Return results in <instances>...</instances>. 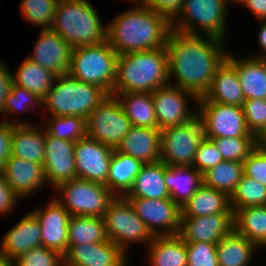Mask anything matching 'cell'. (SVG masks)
I'll use <instances>...</instances> for the list:
<instances>
[{"mask_svg":"<svg viewBox=\"0 0 266 266\" xmlns=\"http://www.w3.org/2000/svg\"><path fill=\"white\" fill-rule=\"evenodd\" d=\"M186 95L197 105L198 98L192 92L171 83L152 92L158 129L187 123L198 114L187 107Z\"/></svg>","mask_w":266,"mask_h":266,"instance_id":"obj_14","label":"cell"},{"mask_svg":"<svg viewBox=\"0 0 266 266\" xmlns=\"http://www.w3.org/2000/svg\"><path fill=\"white\" fill-rule=\"evenodd\" d=\"M234 231L257 247H264L266 245V205L236 209Z\"/></svg>","mask_w":266,"mask_h":266,"instance_id":"obj_32","label":"cell"},{"mask_svg":"<svg viewBox=\"0 0 266 266\" xmlns=\"http://www.w3.org/2000/svg\"><path fill=\"white\" fill-rule=\"evenodd\" d=\"M138 5L107 24V41L118 55L166 46L171 22L149 6Z\"/></svg>","mask_w":266,"mask_h":266,"instance_id":"obj_2","label":"cell"},{"mask_svg":"<svg viewBox=\"0 0 266 266\" xmlns=\"http://www.w3.org/2000/svg\"><path fill=\"white\" fill-rule=\"evenodd\" d=\"M87 137L113 149L121 144L132 124L118 99L108 95L86 119Z\"/></svg>","mask_w":266,"mask_h":266,"instance_id":"obj_11","label":"cell"},{"mask_svg":"<svg viewBox=\"0 0 266 266\" xmlns=\"http://www.w3.org/2000/svg\"><path fill=\"white\" fill-rule=\"evenodd\" d=\"M222 161L224 160L215 143L205 137L196 151L192 166L203 175Z\"/></svg>","mask_w":266,"mask_h":266,"instance_id":"obj_46","label":"cell"},{"mask_svg":"<svg viewBox=\"0 0 266 266\" xmlns=\"http://www.w3.org/2000/svg\"><path fill=\"white\" fill-rule=\"evenodd\" d=\"M0 266H16V264L14 260L3 257L2 259H0Z\"/></svg>","mask_w":266,"mask_h":266,"instance_id":"obj_55","label":"cell"},{"mask_svg":"<svg viewBox=\"0 0 266 266\" xmlns=\"http://www.w3.org/2000/svg\"><path fill=\"white\" fill-rule=\"evenodd\" d=\"M56 78L57 75L29 58L23 60L15 77H12L13 84L26 88L42 100L46 97Z\"/></svg>","mask_w":266,"mask_h":266,"instance_id":"obj_35","label":"cell"},{"mask_svg":"<svg viewBox=\"0 0 266 266\" xmlns=\"http://www.w3.org/2000/svg\"><path fill=\"white\" fill-rule=\"evenodd\" d=\"M171 81L166 46L118 55L113 94L152 93Z\"/></svg>","mask_w":266,"mask_h":266,"instance_id":"obj_3","label":"cell"},{"mask_svg":"<svg viewBox=\"0 0 266 266\" xmlns=\"http://www.w3.org/2000/svg\"><path fill=\"white\" fill-rule=\"evenodd\" d=\"M164 181L170 198L182 208L203 185V175L193 166L165 164Z\"/></svg>","mask_w":266,"mask_h":266,"instance_id":"obj_26","label":"cell"},{"mask_svg":"<svg viewBox=\"0 0 266 266\" xmlns=\"http://www.w3.org/2000/svg\"><path fill=\"white\" fill-rule=\"evenodd\" d=\"M216 245L208 242H186L187 266H219Z\"/></svg>","mask_w":266,"mask_h":266,"instance_id":"obj_44","label":"cell"},{"mask_svg":"<svg viewBox=\"0 0 266 266\" xmlns=\"http://www.w3.org/2000/svg\"><path fill=\"white\" fill-rule=\"evenodd\" d=\"M161 130L132 126L117 150L143 164L160 161Z\"/></svg>","mask_w":266,"mask_h":266,"instance_id":"obj_24","label":"cell"},{"mask_svg":"<svg viewBox=\"0 0 266 266\" xmlns=\"http://www.w3.org/2000/svg\"><path fill=\"white\" fill-rule=\"evenodd\" d=\"M49 121L46 133L58 139L76 142L87 136L86 119L83 117L51 116Z\"/></svg>","mask_w":266,"mask_h":266,"instance_id":"obj_39","label":"cell"},{"mask_svg":"<svg viewBox=\"0 0 266 266\" xmlns=\"http://www.w3.org/2000/svg\"><path fill=\"white\" fill-rule=\"evenodd\" d=\"M143 1H144V0H135L136 3H137V2H138V3H139V2L142 3Z\"/></svg>","mask_w":266,"mask_h":266,"instance_id":"obj_59","label":"cell"},{"mask_svg":"<svg viewBox=\"0 0 266 266\" xmlns=\"http://www.w3.org/2000/svg\"><path fill=\"white\" fill-rule=\"evenodd\" d=\"M107 238L126 255L128 244L141 241L149 244L154 236L148 230L127 198L116 196L103 216ZM127 244V245H126Z\"/></svg>","mask_w":266,"mask_h":266,"instance_id":"obj_8","label":"cell"},{"mask_svg":"<svg viewBox=\"0 0 266 266\" xmlns=\"http://www.w3.org/2000/svg\"><path fill=\"white\" fill-rule=\"evenodd\" d=\"M148 247L150 266H187L186 242L178 235L155 236Z\"/></svg>","mask_w":266,"mask_h":266,"instance_id":"obj_31","label":"cell"},{"mask_svg":"<svg viewBox=\"0 0 266 266\" xmlns=\"http://www.w3.org/2000/svg\"><path fill=\"white\" fill-rule=\"evenodd\" d=\"M127 199L154 237L178 235L181 208L171 198ZM159 228H162L163 232L159 231Z\"/></svg>","mask_w":266,"mask_h":266,"instance_id":"obj_13","label":"cell"},{"mask_svg":"<svg viewBox=\"0 0 266 266\" xmlns=\"http://www.w3.org/2000/svg\"><path fill=\"white\" fill-rule=\"evenodd\" d=\"M263 24L260 27L259 35H258V42L261 46V53L253 56V58H263L266 59V20H260Z\"/></svg>","mask_w":266,"mask_h":266,"instance_id":"obj_53","label":"cell"},{"mask_svg":"<svg viewBox=\"0 0 266 266\" xmlns=\"http://www.w3.org/2000/svg\"><path fill=\"white\" fill-rule=\"evenodd\" d=\"M59 0H23L21 14L25 21L50 29L55 18Z\"/></svg>","mask_w":266,"mask_h":266,"instance_id":"obj_40","label":"cell"},{"mask_svg":"<svg viewBox=\"0 0 266 266\" xmlns=\"http://www.w3.org/2000/svg\"><path fill=\"white\" fill-rule=\"evenodd\" d=\"M14 120H6L0 122V174L4 169L6 161L11 156V137L15 125H28L27 122L22 123Z\"/></svg>","mask_w":266,"mask_h":266,"instance_id":"obj_48","label":"cell"},{"mask_svg":"<svg viewBox=\"0 0 266 266\" xmlns=\"http://www.w3.org/2000/svg\"><path fill=\"white\" fill-rule=\"evenodd\" d=\"M120 102L132 126L158 129L152 93L112 94Z\"/></svg>","mask_w":266,"mask_h":266,"instance_id":"obj_33","label":"cell"},{"mask_svg":"<svg viewBox=\"0 0 266 266\" xmlns=\"http://www.w3.org/2000/svg\"><path fill=\"white\" fill-rule=\"evenodd\" d=\"M226 59L235 67L245 99H266V59L242 58L227 53Z\"/></svg>","mask_w":266,"mask_h":266,"instance_id":"obj_25","label":"cell"},{"mask_svg":"<svg viewBox=\"0 0 266 266\" xmlns=\"http://www.w3.org/2000/svg\"><path fill=\"white\" fill-rule=\"evenodd\" d=\"M42 246L41 226L30 212L12 227L1 241L3 257L16 259L33 248Z\"/></svg>","mask_w":266,"mask_h":266,"instance_id":"obj_23","label":"cell"},{"mask_svg":"<svg viewBox=\"0 0 266 266\" xmlns=\"http://www.w3.org/2000/svg\"><path fill=\"white\" fill-rule=\"evenodd\" d=\"M265 205L266 187L262 183L243 175L230 197V207L232 210L235 211L242 207Z\"/></svg>","mask_w":266,"mask_h":266,"instance_id":"obj_38","label":"cell"},{"mask_svg":"<svg viewBox=\"0 0 266 266\" xmlns=\"http://www.w3.org/2000/svg\"><path fill=\"white\" fill-rule=\"evenodd\" d=\"M107 96L98 86L76 80L69 74L59 75L43 99V107L51 111L50 116L72 115L87 119Z\"/></svg>","mask_w":266,"mask_h":266,"instance_id":"obj_5","label":"cell"},{"mask_svg":"<svg viewBox=\"0 0 266 266\" xmlns=\"http://www.w3.org/2000/svg\"><path fill=\"white\" fill-rule=\"evenodd\" d=\"M31 212L41 226L42 246L64 256L68 250V223L71 215L55 197L43 209Z\"/></svg>","mask_w":266,"mask_h":266,"instance_id":"obj_18","label":"cell"},{"mask_svg":"<svg viewBox=\"0 0 266 266\" xmlns=\"http://www.w3.org/2000/svg\"><path fill=\"white\" fill-rule=\"evenodd\" d=\"M245 96L235 67L227 60L217 68L212 83L197 102H216L242 107Z\"/></svg>","mask_w":266,"mask_h":266,"instance_id":"obj_22","label":"cell"},{"mask_svg":"<svg viewBox=\"0 0 266 266\" xmlns=\"http://www.w3.org/2000/svg\"><path fill=\"white\" fill-rule=\"evenodd\" d=\"M127 255L112 241L69 245L63 266H119Z\"/></svg>","mask_w":266,"mask_h":266,"instance_id":"obj_20","label":"cell"},{"mask_svg":"<svg viewBox=\"0 0 266 266\" xmlns=\"http://www.w3.org/2000/svg\"><path fill=\"white\" fill-rule=\"evenodd\" d=\"M126 261L127 260L125 259L119 266H126V264H127Z\"/></svg>","mask_w":266,"mask_h":266,"instance_id":"obj_57","label":"cell"},{"mask_svg":"<svg viewBox=\"0 0 266 266\" xmlns=\"http://www.w3.org/2000/svg\"><path fill=\"white\" fill-rule=\"evenodd\" d=\"M211 139L220 151L223 160L242 162L257 147L256 137H224Z\"/></svg>","mask_w":266,"mask_h":266,"instance_id":"obj_41","label":"cell"},{"mask_svg":"<svg viewBox=\"0 0 266 266\" xmlns=\"http://www.w3.org/2000/svg\"><path fill=\"white\" fill-rule=\"evenodd\" d=\"M215 213H234L230 207V198L203 184L181 208L180 217H200Z\"/></svg>","mask_w":266,"mask_h":266,"instance_id":"obj_30","label":"cell"},{"mask_svg":"<svg viewBox=\"0 0 266 266\" xmlns=\"http://www.w3.org/2000/svg\"><path fill=\"white\" fill-rule=\"evenodd\" d=\"M165 163L162 161L144 164L136 175L132 188L125 198H170L165 181Z\"/></svg>","mask_w":266,"mask_h":266,"instance_id":"obj_28","label":"cell"},{"mask_svg":"<svg viewBox=\"0 0 266 266\" xmlns=\"http://www.w3.org/2000/svg\"><path fill=\"white\" fill-rule=\"evenodd\" d=\"M55 189L63 192L64 201L59 196L58 200L71 216L103 217L116 197L105 185L80 178L64 182Z\"/></svg>","mask_w":266,"mask_h":266,"instance_id":"obj_10","label":"cell"},{"mask_svg":"<svg viewBox=\"0 0 266 266\" xmlns=\"http://www.w3.org/2000/svg\"><path fill=\"white\" fill-rule=\"evenodd\" d=\"M19 198L5 178L0 174V214H8V212H11Z\"/></svg>","mask_w":266,"mask_h":266,"instance_id":"obj_50","label":"cell"},{"mask_svg":"<svg viewBox=\"0 0 266 266\" xmlns=\"http://www.w3.org/2000/svg\"><path fill=\"white\" fill-rule=\"evenodd\" d=\"M206 138L256 137L245 123L240 106L216 102H197Z\"/></svg>","mask_w":266,"mask_h":266,"instance_id":"obj_12","label":"cell"},{"mask_svg":"<svg viewBox=\"0 0 266 266\" xmlns=\"http://www.w3.org/2000/svg\"><path fill=\"white\" fill-rule=\"evenodd\" d=\"M184 0H144L142 3L164 15L170 22L177 17Z\"/></svg>","mask_w":266,"mask_h":266,"instance_id":"obj_49","label":"cell"},{"mask_svg":"<svg viewBox=\"0 0 266 266\" xmlns=\"http://www.w3.org/2000/svg\"><path fill=\"white\" fill-rule=\"evenodd\" d=\"M73 47L51 29H42L33 53L27 57L55 75L68 74Z\"/></svg>","mask_w":266,"mask_h":266,"instance_id":"obj_19","label":"cell"},{"mask_svg":"<svg viewBox=\"0 0 266 266\" xmlns=\"http://www.w3.org/2000/svg\"><path fill=\"white\" fill-rule=\"evenodd\" d=\"M225 1H226L227 3L229 2V0H225ZM233 1H235V2L237 1V3H238V2L240 3L242 0H233Z\"/></svg>","mask_w":266,"mask_h":266,"instance_id":"obj_58","label":"cell"},{"mask_svg":"<svg viewBox=\"0 0 266 266\" xmlns=\"http://www.w3.org/2000/svg\"><path fill=\"white\" fill-rule=\"evenodd\" d=\"M242 109L248 130L257 136L266 127V99H246Z\"/></svg>","mask_w":266,"mask_h":266,"instance_id":"obj_45","label":"cell"},{"mask_svg":"<svg viewBox=\"0 0 266 266\" xmlns=\"http://www.w3.org/2000/svg\"><path fill=\"white\" fill-rule=\"evenodd\" d=\"M3 258V253H2V247H1V244H0V259Z\"/></svg>","mask_w":266,"mask_h":266,"instance_id":"obj_56","label":"cell"},{"mask_svg":"<svg viewBox=\"0 0 266 266\" xmlns=\"http://www.w3.org/2000/svg\"><path fill=\"white\" fill-rule=\"evenodd\" d=\"M241 4L250 9L259 20H266V0H242Z\"/></svg>","mask_w":266,"mask_h":266,"instance_id":"obj_52","label":"cell"},{"mask_svg":"<svg viewBox=\"0 0 266 266\" xmlns=\"http://www.w3.org/2000/svg\"><path fill=\"white\" fill-rule=\"evenodd\" d=\"M42 105L43 100L40 99L35 93L28 91L26 88L20 85L13 84L11 92L7 95L4 101L3 114L5 113L9 115L11 113H17L18 111L21 112L20 110L22 109L28 110L29 107L35 109L36 107L38 108Z\"/></svg>","mask_w":266,"mask_h":266,"instance_id":"obj_42","label":"cell"},{"mask_svg":"<svg viewBox=\"0 0 266 266\" xmlns=\"http://www.w3.org/2000/svg\"><path fill=\"white\" fill-rule=\"evenodd\" d=\"M243 175L242 162L224 160L203 174V184L225 193L230 198Z\"/></svg>","mask_w":266,"mask_h":266,"instance_id":"obj_37","label":"cell"},{"mask_svg":"<svg viewBox=\"0 0 266 266\" xmlns=\"http://www.w3.org/2000/svg\"><path fill=\"white\" fill-rule=\"evenodd\" d=\"M227 4L225 0H184L177 19L171 21V29L184 34L198 35L195 27L199 25L206 36L224 40ZM175 21L177 23H174Z\"/></svg>","mask_w":266,"mask_h":266,"instance_id":"obj_7","label":"cell"},{"mask_svg":"<svg viewBox=\"0 0 266 266\" xmlns=\"http://www.w3.org/2000/svg\"><path fill=\"white\" fill-rule=\"evenodd\" d=\"M118 53L106 40L96 46L73 48L68 74L113 94Z\"/></svg>","mask_w":266,"mask_h":266,"instance_id":"obj_6","label":"cell"},{"mask_svg":"<svg viewBox=\"0 0 266 266\" xmlns=\"http://www.w3.org/2000/svg\"><path fill=\"white\" fill-rule=\"evenodd\" d=\"M234 231V213H215L200 217H180L178 236L185 242L217 244Z\"/></svg>","mask_w":266,"mask_h":266,"instance_id":"obj_16","label":"cell"},{"mask_svg":"<svg viewBox=\"0 0 266 266\" xmlns=\"http://www.w3.org/2000/svg\"><path fill=\"white\" fill-rule=\"evenodd\" d=\"M244 175L266 187V150L256 147L243 161Z\"/></svg>","mask_w":266,"mask_h":266,"instance_id":"obj_47","label":"cell"},{"mask_svg":"<svg viewBox=\"0 0 266 266\" xmlns=\"http://www.w3.org/2000/svg\"><path fill=\"white\" fill-rule=\"evenodd\" d=\"M14 261L16 266H63V256L45 246L33 248Z\"/></svg>","mask_w":266,"mask_h":266,"instance_id":"obj_43","label":"cell"},{"mask_svg":"<svg viewBox=\"0 0 266 266\" xmlns=\"http://www.w3.org/2000/svg\"><path fill=\"white\" fill-rule=\"evenodd\" d=\"M13 75L3 63H0V113L3 114L4 101L11 92Z\"/></svg>","mask_w":266,"mask_h":266,"instance_id":"obj_51","label":"cell"},{"mask_svg":"<svg viewBox=\"0 0 266 266\" xmlns=\"http://www.w3.org/2000/svg\"><path fill=\"white\" fill-rule=\"evenodd\" d=\"M75 142L58 139L45 131V158L43 167L50 186L77 178L74 154Z\"/></svg>","mask_w":266,"mask_h":266,"instance_id":"obj_17","label":"cell"},{"mask_svg":"<svg viewBox=\"0 0 266 266\" xmlns=\"http://www.w3.org/2000/svg\"><path fill=\"white\" fill-rule=\"evenodd\" d=\"M204 138L198 114L187 123L161 129L160 161L171 166H192Z\"/></svg>","mask_w":266,"mask_h":266,"instance_id":"obj_9","label":"cell"},{"mask_svg":"<svg viewBox=\"0 0 266 266\" xmlns=\"http://www.w3.org/2000/svg\"><path fill=\"white\" fill-rule=\"evenodd\" d=\"M144 164L114 149L109 164L106 187L118 197H124L132 188L136 175Z\"/></svg>","mask_w":266,"mask_h":266,"instance_id":"obj_29","label":"cell"},{"mask_svg":"<svg viewBox=\"0 0 266 266\" xmlns=\"http://www.w3.org/2000/svg\"><path fill=\"white\" fill-rule=\"evenodd\" d=\"M30 125L14 126L11 137V155L43 165L45 158V130L43 132L41 128Z\"/></svg>","mask_w":266,"mask_h":266,"instance_id":"obj_27","label":"cell"},{"mask_svg":"<svg viewBox=\"0 0 266 266\" xmlns=\"http://www.w3.org/2000/svg\"><path fill=\"white\" fill-rule=\"evenodd\" d=\"M256 245L233 231L216 245L219 266H248Z\"/></svg>","mask_w":266,"mask_h":266,"instance_id":"obj_34","label":"cell"},{"mask_svg":"<svg viewBox=\"0 0 266 266\" xmlns=\"http://www.w3.org/2000/svg\"><path fill=\"white\" fill-rule=\"evenodd\" d=\"M97 10L88 0H59L51 30L73 48L96 46L107 40Z\"/></svg>","mask_w":266,"mask_h":266,"instance_id":"obj_4","label":"cell"},{"mask_svg":"<svg viewBox=\"0 0 266 266\" xmlns=\"http://www.w3.org/2000/svg\"><path fill=\"white\" fill-rule=\"evenodd\" d=\"M256 146L266 150V127L256 136Z\"/></svg>","mask_w":266,"mask_h":266,"instance_id":"obj_54","label":"cell"},{"mask_svg":"<svg viewBox=\"0 0 266 266\" xmlns=\"http://www.w3.org/2000/svg\"><path fill=\"white\" fill-rule=\"evenodd\" d=\"M103 217L71 216L68 223V246L107 241Z\"/></svg>","mask_w":266,"mask_h":266,"instance_id":"obj_36","label":"cell"},{"mask_svg":"<svg viewBox=\"0 0 266 266\" xmlns=\"http://www.w3.org/2000/svg\"><path fill=\"white\" fill-rule=\"evenodd\" d=\"M1 175L20 198L48 184L43 165L12 155L6 161Z\"/></svg>","mask_w":266,"mask_h":266,"instance_id":"obj_21","label":"cell"},{"mask_svg":"<svg viewBox=\"0 0 266 266\" xmlns=\"http://www.w3.org/2000/svg\"><path fill=\"white\" fill-rule=\"evenodd\" d=\"M114 149L89 137L75 142V166L77 178L106 186L109 164Z\"/></svg>","mask_w":266,"mask_h":266,"instance_id":"obj_15","label":"cell"},{"mask_svg":"<svg viewBox=\"0 0 266 266\" xmlns=\"http://www.w3.org/2000/svg\"><path fill=\"white\" fill-rule=\"evenodd\" d=\"M201 34L189 35L170 30L167 41L168 74L175 85L197 98L208 91L217 68L225 61L224 40ZM222 47V48H221Z\"/></svg>","mask_w":266,"mask_h":266,"instance_id":"obj_1","label":"cell"}]
</instances>
